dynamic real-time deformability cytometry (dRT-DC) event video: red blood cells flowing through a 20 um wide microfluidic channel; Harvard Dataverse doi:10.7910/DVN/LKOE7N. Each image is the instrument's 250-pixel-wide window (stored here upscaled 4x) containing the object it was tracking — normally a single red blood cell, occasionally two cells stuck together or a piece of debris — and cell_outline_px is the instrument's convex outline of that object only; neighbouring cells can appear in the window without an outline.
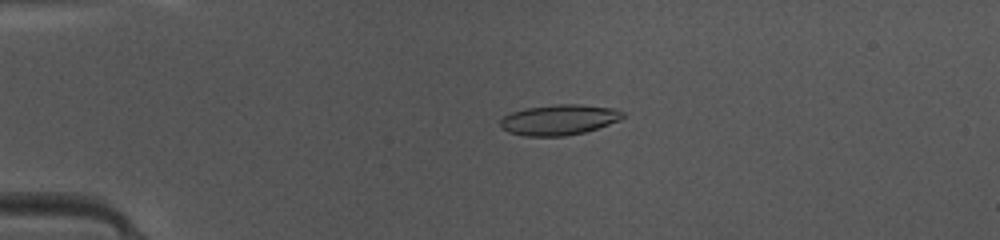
{"species": "common noctule bat (a hibernating species)", "species_latin": "Nyctalus noctula", "temperature_condition": "warm", "stored_images_in_passage": 40, "camera_frame_rate_fps": 3000, "um_per_image_px": 0.085, "animal": {"sex": "female", "body_mass_g": 10.0, "forearm_length_mm": 53.1}, "frame": {"image": 1, "passage_image": 3, "time_ms": 0.667, "image_size_px": [1000, 240], "cell_outline_px": [[624, 116], [620, 120], [584, 132], [564, 136], [524, 136], [508, 132], [500, 128], [500, 120], [504, 116], [512, 112], [528, 108], [556, 104], [580, 104], [612, 108], [624, 112]], "centroid_in_image_um": [47.5, 10.18], "position_along_channel_um": 37.5, "area_um2": 21.62}}
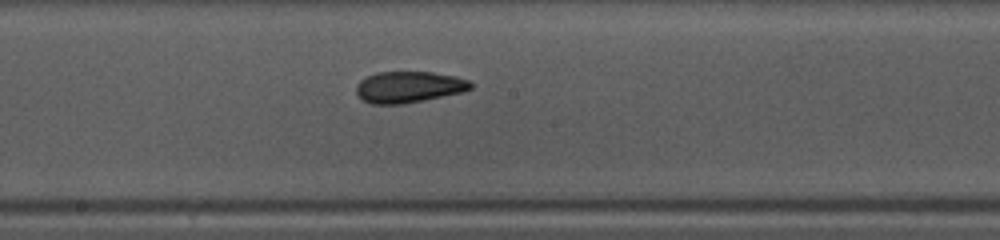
{"frame": {"image": 2, "passage_image": 18, "time_ms": 5.667, "image_size_px": [1000, 240], "cell_outline_px": [[472, 88], [464, 92], [404, 104], [372, 104], [360, 100], [356, 92], [356, 84], [360, 80], [376, 72], [432, 72], [456, 76], [468, 80], [472, 84]], "centroid_in_image_um": [34.73, 7.4], "position_along_channel_um": 213.5, "area_um2": 21.1}}
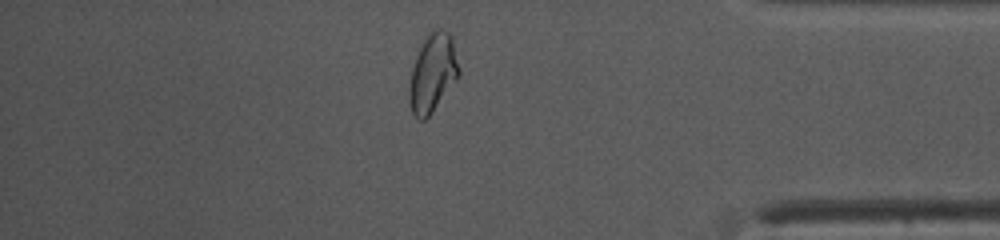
{"frame": {"image": 3, "passage_image": 33, "time_ms": 10.667, "image_size_px": [1000, 240], "cell_outline_px": [[460, 76], [432, 112], [424, 120], [420, 120], [412, 112], [408, 100], [408, 88], [412, 68], [416, 56], [428, 32], [436, 28], [440, 28], [448, 32], [452, 36], [460, 68]], "centroid_in_image_um": [36.79, 6.19], "position_along_channel_um": 398.4, "area_um2": 22.83}, "authors_computed_cell_mechanics": {"area_um2": 21.0681, "velocity_mm_per_s": 4.1846, "shape_relaxation_time_tau1_ms": 7.0748, "shape_relaxation_time_tau2_ms": 1.6207, "deformation_change_tau1": 0.1848, "deformation_change_tau2": 0.0774}}